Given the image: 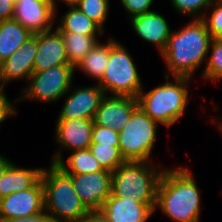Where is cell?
Returning <instances> with one entry per match:
<instances>
[{
	"label": "cell",
	"mask_w": 222,
	"mask_h": 222,
	"mask_svg": "<svg viewBox=\"0 0 222 222\" xmlns=\"http://www.w3.org/2000/svg\"><path fill=\"white\" fill-rule=\"evenodd\" d=\"M131 28L141 40L154 45L161 55L166 48L168 39L172 33L170 24L165 15L155 10L128 19Z\"/></svg>",
	"instance_id": "cell-16"
},
{
	"label": "cell",
	"mask_w": 222,
	"mask_h": 222,
	"mask_svg": "<svg viewBox=\"0 0 222 222\" xmlns=\"http://www.w3.org/2000/svg\"><path fill=\"white\" fill-rule=\"evenodd\" d=\"M42 170L43 167L24 168L12 162L0 177V199L32 188L41 179Z\"/></svg>",
	"instance_id": "cell-19"
},
{
	"label": "cell",
	"mask_w": 222,
	"mask_h": 222,
	"mask_svg": "<svg viewBox=\"0 0 222 222\" xmlns=\"http://www.w3.org/2000/svg\"><path fill=\"white\" fill-rule=\"evenodd\" d=\"M51 1H52L54 11H55V19H57V17H58L57 13H59L58 12L59 9H57L58 5L56 4L57 1L63 2L65 4V6H67V7H75L79 4V2L81 0H51Z\"/></svg>",
	"instance_id": "cell-36"
},
{
	"label": "cell",
	"mask_w": 222,
	"mask_h": 222,
	"mask_svg": "<svg viewBox=\"0 0 222 222\" xmlns=\"http://www.w3.org/2000/svg\"><path fill=\"white\" fill-rule=\"evenodd\" d=\"M165 76V82L151 88L142 89L137 96L138 107L152 120L171 128L185 115L189 104L191 78Z\"/></svg>",
	"instance_id": "cell-3"
},
{
	"label": "cell",
	"mask_w": 222,
	"mask_h": 222,
	"mask_svg": "<svg viewBox=\"0 0 222 222\" xmlns=\"http://www.w3.org/2000/svg\"><path fill=\"white\" fill-rule=\"evenodd\" d=\"M27 28L18 21L7 19L0 21V63L9 58L31 36Z\"/></svg>",
	"instance_id": "cell-21"
},
{
	"label": "cell",
	"mask_w": 222,
	"mask_h": 222,
	"mask_svg": "<svg viewBox=\"0 0 222 222\" xmlns=\"http://www.w3.org/2000/svg\"><path fill=\"white\" fill-rule=\"evenodd\" d=\"M4 222H54V220L52 219V216L44 210L31 216L7 219Z\"/></svg>",
	"instance_id": "cell-33"
},
{
	"label": "cell",
	"mask_w": 222,
	"mask_h": 222,
	"mask_svg": "<svg viewBox=\"0 0 222 222\" xmlns=\"http://www.w3.org/2000/svg\"><path fill=\"white\" fill-rule=\"evenodd\" d=\"M44 210V186L40 179L32 188L0 199V222L31 216Z\"/></svg>",
	"instance_id": "cell-12"
},
{
	"label": "cell",
	"mask_w": 222,
	"mask_h": 222,
	"mask_svg": "<svg viewBox=\"0 0 222 222\" xmlns=\"http://www.w3.org/2000/svg\"><path fill=\"white\" fill-rule=\"evenodd\" d=\"M110 2V0H81L77 7L105 31Z\"/></svg>",
	"instance_id": "cell-27"
},
{
	"label": "cell",
	"mask_w": 222,
	"mask_h": 222,
	"mask_svg": "<svg viewBox=\"0 0 222 222\" xmlns=\"http://www.w3.org/2000/svg\"><path fill=\"white\" fill-rule=\"evenodd\" d=\"M12 19L36 34L55 27V11L51 0H17Z\"/></svg>",
	"instance_id": "cell-13"
},
{
	"label": "cell",
	"mask_w": 222,
	"mask_h": 222,
	"mask_svg": "<svg viewBox=\"0 0 222 222\" xmlns=\"http://www.w3.org/2000/svg\"><path fill=\"white\" fill-rule=\"evenodd\" d=\"M67 11L60 15L55 24L60 32L77 33L81 35H105L106 33L97 23L88 18L77 6L67 7Z\"/></svg>",
	"instance_id": "cell-20"
},
{
	"label": "cell",
	"mask_w": 222,
	"mask_h": 222,
	"mask_svg": "<svg viewBox=\"0 0 222 222\" xmlns=\"http://www.w3.org/2000/svg\"><path fill=\"white\" fill-rule=\"evenodd\" d=\"M202 19L212 38H217L222 33V0H212Z\"/></svg>",
	"instance_id": "cell-29"
},
{
	"label": "cell",
	"mask_w": 222,
	"mask_h": 222,
	"mask_svg": "<svg viewBox=\"0 0 222 222\" xmlns=\"http://www.w3.org/2000/svg\"><path fill=\"white\" fill-rule=\"evenodd\" d=\"M222 41V33L216 38Z\"/></svg>",
	"instance_id": "cell-39"
},
{
	"label": "cell",
	"mask_w": 222,
	"mask_h": 222,
	"mask_svg": "<svg viewBox=\"0 0 222 222\" xmlns=\"http://www.w3.org/2000/svg\"><path fill=\"white\" fill-rule=\"evenodd\" d=\"M120 2L129 17L128 19H130L153 11L151 8L155 0H120Z\"/></svg>",
	"instance_id": "cell-31"
},
{
	"label": "cell",
	"mask_w": 222,
	"mask_h": 222,
	"mask_svg": "<svg viewBox=\"0 0 222 222\" xmlns=\"http://www.w3.org/2000/svg\"><path fill=\"white\" fill-rule=\"evenodd\" d=\"M92 119H56L54 139L59 145L53 152L50 163H57L63 158V151L88 149L92 143ZM61 149V150H60Z\"/></svg>",
	"instance_id": "cell-9"
},
{
	"label": "cell",
	"mask_w": 222,
	"mask_h": 222,
	"mask_svg": "<svg viewBox=\"0 0 222 222\" xmlns=\"http://www.w3.org/2000/svg\"><path fill=\"white\" fill-rule=\"evenodd\" d=\"M80 222H111L100 210L89 211Z\"/></svg>",
	"instance_id": "cell-35"
},
{
	"label": "cell",
	"mask_w": 222,
	"mask_h": 222,
	"mask_svg": "<svg viewBox=\"0 0 222 222\" xmlns=\"http://www.w3.org/2000/svg\"><path fill=\"white\" fill-rule=\"evenodd\" d=\"M137 108V98L105 95L97 109L94 123L120 132Z\"/></svg>",
	"instance_id": "cell-15"
},
{
	"label": "cell",
	"mask_w": 222,
	"mask_h": 222,
	"mask_svg": "<svg viewBox=\"0 0 222 222\" xmlns=\"http://www.w3.org/2000/svg\"><path fill=\"white\" fill-rule=\"evenodd\" d=\"M69 65L76 68L91 49L104 35H79L77 33L61 32ZM100 37V38H99ZM100 39V40H99Z\"/></svg>",
	"instance_id": "cell-23"
},
{
	"label": "cell",
	"mask_w": 222,
	"mask_h": 222,
	"mask_svg": "<svg viewBox=\"0 0 222 222\" xmlns=\"http://www.w3.org/2000/svg\"><path fill=\"white\" fill-rule=\"evenodd\" d=\"M174 12L191 19L203 18L212 0H169Z\"/></svg>",
	"instance_id": "cell-28"
},
{
	"label": "cell",
	"mask_w": 222,
	"mask_h": 222,
	"mask_svg": "<svg viewBox=\"0 0 222 222\" xmlns=\"http://www.w3.org/2000/svg\"><path fill=\"white\" fill-rule=\"evenodd\" d=\"M201 79L215 84L222 80V41L212 39ZM217 82V83H216Z\"/></svg>",
	"instance_id": "cell-25"
},
{
	"label": "cell",
	"mask_w": 222,
	"mask_h": 222,
	"mask_svg": "<svg viewBox=\"0 0 222 222\" xmlns=\"http://www.w3.org/2000/svg\"><path fill=\"white\" fill-rule=\"evenodd\" d=\"M38 51L37 33L32 34L9 58L0 63V84L28 81L34 72V57Z\"/></svg>",
	"instance_id": "cell-14"
},
{
	"label": "cell",
	"mask_w": 222,
	"mask_h": 222,
	"mask_svg": "<svg viewBox=\"0 0 222 222\" xmlns=\"http://www.w3.org/2000/svg\"><path fill=\"white\" fill-rule=\"evenodd\" d=\"M70 153L66 160L63 157L56 163L67 174H88L105 170L89 148L73 150Z\"/></svg>",
	"instance_id": "cell-24"
},
{
	"label": "cell",
	"mask_w": 222,
	"mask_h": 222,
	"mask_svg": "<svg viewBox=\"0 0 222 222\" xmlns=\"http://www.w3.org/2000/svg\"><path fill=\"white\" fill-rule=\"evenodd\" d=\"M105 95V92L97 83L84 87L81 85L77 88L72 85L63 96V98L65 97L64 103L57 119L94 120L97 109Z\"/></svg>",
	"instance_id": "cell-10"
},
{
	"label": "cell",
	"mask_w": 222,
	"mask_h": 222,
	"mask_svg": "<svg viewBox=\"0 0 222 222\" xmlns=\"http://www.w3.org/2000/svg\"><path fill=\"white\" fill-rule=\"evenodd\" d=\"M75 72V68L69 64L33 72L26 86L22 87L20 97L16 99L17 105L28 100L42 104L58 102L73 85Z\"/></svg>",
	"instance_id": "cell-8"
},
{
	"label": "cell",
	"mask_w": 222,
	"mask_h": 222,
	"mask_svg": "<svg viewBox=\"0 0 222 222\" xmlns=\"http://www.w3.org/2000/svg\"><path fill=\"white\" fill-rule=\"evenodd\" d=\"M6 86L0 84V124L10 119V117H15L18 114L17 107L14 106V102L16 104V100L13 102L9 100L6 95Z\"/></svg>",
	"instance_id": "cell-32"
},
{
	"label": "cell",
	"mask_w": 222,
	"mask_h": 222,
	"mask_svg": "<svg viewBox=\"0 0 222 222\" xmlns=\"http://www.w3.org/2000/svg\"><path fill=\"white\" fill-rule=\"evenodd\" d=\"M89 150L106 170L113 172L125 162V159L120 153L119 146L91 143Z\"/></svg>",
	"instance_id": "cell-26"
},
{
	"label": "cell",
	"mask_w": 222,
	"mask_h": 222,
	"mask_svg": "<svg viewBox=\"0 0 222 222\" xmlns=\"http://www.w3.org/2000/svg\"><path fill=\"white\" fill-rule=\"evenodd\" d=\"M45 210L54 222H80L90 211L74 189L71 177L55 163L43 168Z\"/></svg>",
	"instance_id": "cell-4"
},
{
	"label": "cell",
	"mask_w": 222,
	"mask_h": 222,
	"mask_svg": "<svg viewBox=\"0 0 222 222\" xmlns=\"http://www.w3.org/2000/svg\"><path fill=\"white\" fill-rule=\"evenodd\" d=\"M124 45L110 36L108 63L97 84L106 95L137 98L144 85L132 55Z\"/></svg>",
	"instance_id": "cell-6"
},
{
	"label": "cell",
	"mask_w": 222,
	"mask_h": 222,
	"mask_svg": "<svg viewBox=\"0 0 222 222\" xmlns=\"http://www.w3.org/2000/svg\"><path fill=\"white\" fill-rule=\"evenodd\" d=\"M15 2L13 0H0V21L12 19Z\"/></svg>",
	"instance_id": "cell-34"
},
{
	"label": "cell",
	"mask_w": 222,
	"mask_h": 222,
	"mask_svg": "<svg viewBox=\"0 0 222 222\" xmlns=\"http://www.w3.org/2000/svg\"><path fill=\"white\" fill-rule=\"evenodd\" d=\"M164 168L153 161H125L112 172L111 193L121 198H134L144 205H155Z\"/></svg>",
	"instance_id": "cell-5"
},
{
	"label": "cell",
	"mask_w": 222,
	"mask_h": 222,
	"mask_svg": "<svg viewBox=\"0 0 222 222\" xmlns=\"http://www.w3.org/2000/svg\"><path fill=\"white\" fill-rule=\"evenodd\" d=\"M110 54V37L107 41H99L91 51L78 64L75 70H81L83 74L92 78L97 83L104 75Z\"/></svg>",
	"instance_id": "cell-22"
},
{
	"label": "cell",
	"mask_w": 222,
	"mask_h": 222,
	"mask_svg": "<svg viewBox=\"0 0 222 222\" xmlns=\"http://www.w3.org/2000/svg\"><path fill=\"white\" fill-rule=\"evenodd\" d=\"M74 189L90 210H100L111 195L112 171L104 170L88 174H69Z\"/></svg>",
	"instance_id": "cell-11"
},
{
	"label": "cell",
	"mask_w": 222,
	"mask_h": 222,
	"mask_svg": "<svg viewBox=\"0 0 222 222\" xmlns=\"http://www.w3.org/2000/svg\"><path fill=\"white\" fill-rule=\"evenodd\" d=\"M92 143L119 146V132L94 123Z\"/></svg>",
	"instance_id": "cell-30"
},
{
	"label": "cell",
	"mask_w": 222,
	"mask_h": 222,
	"mask_svg": "<svg viewBox=\"0 0 222 222\" xmlns=\"http://www.w3.org/2000/svg\"><path fill=\"white\" fill-rule=\"evenodd\" d=\"M13 161L5 157L4 154H0V177L3 175L7 167L12 163Z\"/></svg>",
	"instance_id": "cell-37"
},
{
	"label": "cell",
	"mask_w": 222,
	"mask_h": 222,
	"mask_svg": "<svg viewBox=\"0 0 222 222\" xmlns=\"http://www.w3.org/2000/svg\"><path fill=\"white\" fill-rule=\"evenodd\" d=\"M159 125L139 107L132 113L119 132V150L125 161H153Z\"/></svg>",
	"instance_id": "cell-7"
},
{
	"label": "cell",
	"mask_w": 222,
	"mask_h": 222,
	"mask_svg": "<svg viewBox=\"0 0 222 222\" xmlns=\"http://www.w3.org/2000/svg\"><path fill=\"white\" fill-rule=\"evenodd\" d=\"M37 54L34 57V72L45 71L61 64H69L61 32L52 30L37 33Z\"/></svg>",
	"instance_id": "cell-17"
},
{
	"label": "cell",
	"mask_w": 222,
	"mask_h": 222,
	"mask_svg": "<svg viewBox=\"0 0 222 222\" xmlns=\"http://www.w3.org/2000/svg\"><path fill=\"white\" fill-rule=\"evenodd\" d=\"M212 39L202 18L191 19L183 27L173 30L166 48L159 55L166 65L165 76L193 79L207 61Z\"/></svg>",
	"instance_id": "cell-2"
},
{
	"label": "cell",
	"mask_w": 222,
	"mask_h": 222,
	"mask_svg": "<svg viewBox=\"0 0 222 222\" xmlns=\"http://www.w3.org/2000/svg\"><path fill=\"white\" fill-rule=\"evenodd\" d=\"M221 119V120H220ZM213 122V124L215 125V127H217L218 126V131L221 133V135H222V118H219L218 119V117L217 118H215L214 117V120L212 121Z\"/></svg>",
	"instance_id": "cell-38"
},
{
	"label": "cell",
	"mask_w": 222,
	"mask_h": 222,
	"mask_svg": "<svg viewBox=\"0 0 222 222\" xmlns=\"http://www.w3.org/2000/svg\"><path fill=\"white\" fill-rule=\"evenodd\" d=\"M158 209L173 222H200L201 191L191 168L185 165L164 168L154 212Z\"/></svg>",
	"instance_id": "cell-1"
},
{
	"label": "cell",
	"mask_w": 222,
	"mask_h": 222,
	"mask_svg": "<svg viewBox=\"0 0 222 222\" xmlns=\"http://www.w3.org/2000/svg\"><path fill=\"white\" fill-rule=\"evenodd\" d=\"M155 205H144L134 198L117 197L112 193L100 211L111 222H147L155 214Z\"/></svg>",
	"instance_id": "cell-18"
}]
</instances>
